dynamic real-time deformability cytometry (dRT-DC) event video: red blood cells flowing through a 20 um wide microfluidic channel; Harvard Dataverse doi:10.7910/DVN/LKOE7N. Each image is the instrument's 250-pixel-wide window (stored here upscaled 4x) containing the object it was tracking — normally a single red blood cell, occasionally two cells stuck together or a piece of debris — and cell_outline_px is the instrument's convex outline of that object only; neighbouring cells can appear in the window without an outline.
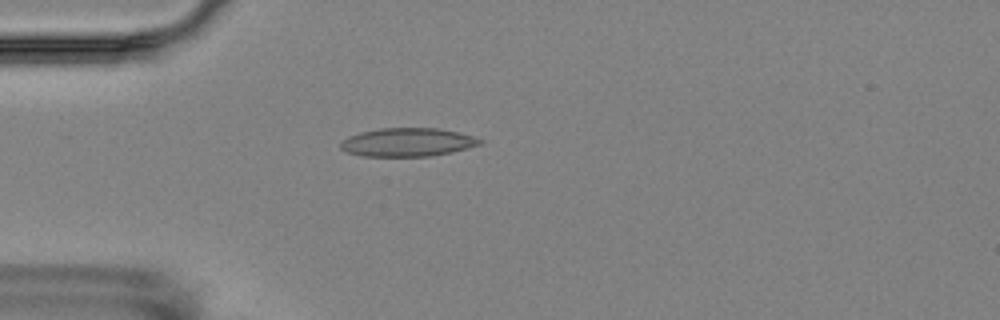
{"species": "Egyptian fruit bat (a non-hibernating species)", "species_latin": "Rousettus aegyptiacus", "temperature_condition": "room temperature", "stored_images_in_passage": 2, "camera_frame_rate_fps": 3000, "um_per_image_px": 0.085, "animal": {"sex": "female"}, "frame": {"image": 1, "passage_image": 1, "time_ms": 0.0, "image_size_px": [1000, 320], "cell_outline_px": [[484, 140], [480, 144], [468, 148], [452, 152], [432, 156], [364, 156], [348, 152], [340, 148], [340, 144], [348, 136], [360, 132], [380, 128], [440, 128], [472, 136]], "centroid_in_image_um": [34.65, 12.09], "position_along_channel_um": 50.4, "area_um2": 23.0}}